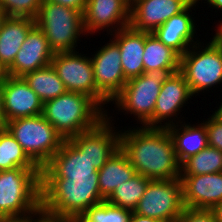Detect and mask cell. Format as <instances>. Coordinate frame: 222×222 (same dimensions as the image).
<instances>
[{"label": "cell", "instance_id": "obj_26", "mask_svg": "<svg viewBox=\"0 0 222 222\" xmlns=\"http://www.w3.org/2000/svg\"><path fill=\"white\" fill-rule=\"evenodd\" d=\"M23 78L43 103L57 98L67 91L51 64L26 73Z\"/></svg>", "mask_w": 222, "mask_h": 222}, {"label": "cell", "instance_id": "obj_19", "mask_svg": "<svg viewBox=\"0 0 222 222\" xmlns=\"http://www.w3.org/2000/svg\"><path fill=\"white\" fill-rule=\"evenodd\" d=\"M198 0H193L182 12L173 15L163 25L155 29L152 33L165 46L170 47L180 57L185 54L196 42L193 40L196 33L194 18L189 11L198 4ZM193 43V44H192Z\"/></svg>", "mask_w": 222, "mask_h": 222}, {"label": "cell", "instance_id": "obj_18", "mask_svg": "<svg viewBox=\"0 0 222 222\" xmlns=\"http://www.w3.org/2000/svg\"><path fill=\"white\" fill-rule=\"evenodd\" d=\"M192 96L193 94L184 76L179 71L171 74L162 84L161 91L157 97L153 113V127L167 128L174 125L173 120L179 115L177 112L185 106L184 104H187L186 101ZM172 117L174 118L172 119ZM164 120L169 121L161 125V122H165Z\"/></svg>", "mask_w": 222, "mask_h": 222}, {"label": "cell", "instance_id": "obj_6", "mask_svg": "<svg viewBox=\"0 0 222 222\" xmlns=\"http://www.w3.org/2000/svg\"><path fill=\"white\" fill-rule=\"evenodd\" d=\"M179 70H150L127 80L113 98L118 110L136 116L142 126L153 127V113L162 84Z\"/></svg>", "mask_w": 222, "mask_h": 222}, {"label": "cell", "instance_id": "obj_20", "mask_svg": "<svg viewBox=\"0 0 222 222\" xmlns=\"http://www.w3.org/2000/svg\"><path fill=\"white\" fill-rule=\"evenodd\" d=\"M110 35L115 37L112 39L119 47L125 78L129 80L142 75L145 32L136 31L128 26Z\"/></svg>", "mask_w": 222, "mask_h": 222}, {"label": "cell", "instance_id": "obj_10", "mask_svg": "<svg viewBox=\"0 0 222 222\" xmlns=\"http://www.w3.org/2000/svg\"><path fill=\"white\" fill-rule=\"evenodd\" d=\"M50 64L67 91L89 96L105 111L104 105L109 101L96 88L90 56H83L77 51L58 52L54 54Z\"/></svg>", "mask_w": 222, "mask_h": 222}, {"label": "cell", "instance_id": "obj_23", "mask_svg": "<svg viewBox=\"0 0 222 222\" xmlns=\"http://www.w3.org/2000/svg\"><path fill=\"white\" fill-rule=\"evenodd\" d=\"M35 20L28 17H7L0 31V63L7 69L24 43Z\"/></svg>", "mask_w": 222, "mask_h": 222}, {"label": "cell", "instance_id": "obj_13", "mask_svg": "<svg viewBox=\"0 0 222 222\" xmlns=\"http://www.w3.org/2000/svg\"><path fill=\"white\" fill-rule=\"evenodd\" d=\"M130 7L131 5L126 0H87L83 13L85 33L92 34L96 33L95 31L109 29L108 32L111 34L128 27ZM110 26L112 30L116 29L112 31L108 28Z\"/></svg>", "mask_w": 222, "mask_h": 222}, {"label": "cell", "instance_id": "obj_16", "mask_svg": "<svg viewBox=\"0 0 222 222\" xmlns=\"http://www.w3.org/2000/svg\"><path fill=\"white\" fill-rule=\"evenodd\" d=\"M6 122L43 114L44 103L23 77L8 75L1 85Z\"/></svg>", "mask_w": 222, "mask_h": 222}, {"label": "cell", "instance_id": "obj_36", "mask_svg": "<svg viewBox=\"0 0 222 222\" xmlns=\"http://www.w3.org/2000/svg\"><path fill=\"white\" fill-rule=\"evenodd\" d=\"M3 93L0 86V129L5 128L6 118L4 113Z\"/></svg>", "mask_w": 222, "mask_h": 222}, {"label": "cell", "instance_id": "obj_14", "mask_svg": "<svg viewBox=\"0 0 222 222\" xmlns=\"http://www.w3.org/2000/svg\"><path fill=\"white\" fill-rule=\"evenodd\" d=\"M193 0H134L130 7L129 26L152 33L173 15L182 12Z\"/></svg>", "mask_w": 222, "mask_h": 222}, {"label": "cell", "instance_id": "obj_1", "mask_svg": "<svg viewBox=\"0 0 222 222\" xmlns=\"http://www.w3.org/2000/svg\"><path fill=\"white\" fill-rule=\"evenodd\" d=\"M120 133V148L138 174L151 180L180 178V164L166 127L140 126Z\"/></svg>", "mask_w": 222, "mask_h": 222}, {"label": "cell", "instance_id": "obj_34", "mask_svg": "<svg viewBox=\"0 0 222 222\" xmlns=\"http://www.w3.org/2000/svg\"><path fill=\"white\" fill-rule=\"evenodd\" d=\"M44 1H49L55 4H60L62 6L75 9L82 13H84L86 2H87V0H44Z\"/></svg>", "mask_w": 222, "mask_h": 222}, {"label": "cell", "instance_id": "obj_25", "mask_svg": "<svg viewBox=\"0 0 222 222\" xmlns=\"http://www.w3.org/2000/svg\"><path fill=\"white\" fill-rule=\"evenodd\" d=\"M180 56L153 33L145 32L144 73L150 70H179Z\"/></svg>", "mask_w": 222, "mask_h": 222}, {"label": "cell", "instance_id": "obj_24", "mask_svg": "<svg viewBox=\"0 0 222 222\" xmlns=\"http://www.w3.org/2000/svg\"><path fill=\"white\" fill-rule=\"evenodd\" d=\"M137 172L121 148L98 170V184L101 197L106 201L117 186L130 180Z\"/></svg>", "mask_w": 222, "mask_h": 222}, {"label": "cell", "instance_id": "obj_8", "mask_svg": "<svg viewBox=\"0 0 222 222\" xmlns=\"http://www.w3.org/2000/svg\"><path fill=\"white\" fill-rule=\"evenodd\" d=\"M205 45L195 43L180 57L179 72L194 96L222 82V46L213 38Z\"/></svg>", "mask_w": 222, "mask_h": 222}, {"label": "cell", "instance_id": "obj_5", "mask_svg": "<svg viewBox=\"0 0 222 222\" xmlns=\"http://www.w3.org/2000/svg\"><path fill=\"white\" fill-rule=\"evenodd\" d=\"M5 128L40 169L50 162L65 141L43 114L15 118L7 121Z\"/></svg>", "mask_w": 222, "mask_h": 222}, {"label": "cell", "instance_id": "obj_9", "mask_svg": "<svg viewBox=\"0 0 222 222\" xmlns=\"http://www.w3.org/2000/svg\"><path fill=\"white\" fill-rule=\"evenodd\" d=\"M184 209L180 178L151 180L134 213L162 222H176Z\"/></svg>", "mask_w": 222, "mask_h": 222}, {"label": "cell", "instance_id": "obj_46", "mask_svg": "<svg viewBox=\"0 0 222 222\" xmlns=\"http://www.w3.org/2000/svg\"><path fill=\"white\" fill-rule=\"evenodd\" d=\"M31 222H38V217L34 220H32Z\"/></svg>", "mask_w": 222, "mask_h": 222}, {"label": "cell", "instance_id": "obj_45", "mask_svg": "<svg viewBox=\"0 0 222 222\" xmlns=\"http://www.w3.org/2000/svg\"><path fill=\"white\" fill-rule=\"evenodd\" d=\"M130 5L134 2V0H126Z\"/></svg>", "mask_w": 222, "mask_h": 222}, {"label": "cell", "instance_id": "obj_37", "mask_svg": "<svg viewBox=\"0 0 222 222\" xmlns=\"http://www.w3.org/2000/svg\"><path fill=\"white\" fill-rule=\"evenodd\" d=\"M35 218L0 217V222H31Z\"/></svg>", "mask_w": 222, "mask_h": 222}, {"label": "cell", "instance_id": "obj_33", "mask_svg": "<svg viewBox=\"0 0 222 222\" xmlns=\"http://www.w3.org/2000/svg\"><path fill=\"white\" fill-rule=\"evenodd\" d=\"M176 222H217L212 210L184 207Z\"/></svg>", "mask_w": 222, "mask_h": 222}, {"label": "cell", "instance_id": "obj_4", "mask_svg": "<svg viewBox=\"0 0 222 222\" xmlns=\"http://www.w3.org/2000/svg\"><path fill=\"white\" fill-rule=\"evenodd\" d=\"M41 169L0 171V217L41 216Z\"/></svg>", "mask_w": 222, "mask_h": 222}, {"label": "cell", "instance_id": "obj_42", "mask_svg": "<svg viewBox=\"0 0 222 222\" xmlns=\"http://www.w3.org/2000/svg\"><path fill=\"white\" fill-rule=\"evenodd\" d=\"M8 15L0 8V31Z\"/></svg>", "mask_w": 222, "mask_h": 222}, {"label": "cell", "instance_id": "obj_27", "mask_svg": "<svg viewBox=\"0 0 222 222\" xmlns=\"http://www.w3.org/2000/svg\"><path fill=\"white\" fill-rule=\"evenodd\" d=\"M150 181L151 179L136 173L133 178L117 186L106 202L118 208L134 211Z\"/></svg>", "mask_w": 222, "mask_h": 222}, {"label": "cell", "instance_id": "obj_39", "mask_svg": "<svg viewBox=\"0 0 222 222\" xmlns=\"http://www.w3.org/2000/svg\"><path fill=\"white\" fill-rule=\"evenodd\" d=\"M219 26L217 27L216 33L213 36V39L220 45L222 46V22L220 21V24H218Z\"/></svg>", "mask_w": 222, "mask_h": 222}, {"label": "cell", "instance_id": "obj_2", "mask_svg": "<svg viewBox=\"0 0 222 222\" xmlns=\"http://www.w3.org/2000/svg\"><path fill=\"white\" fill-rule=\"evenodd\" d=\"M41 216L53 222H74L101 197L98 170L92 175H41Z\"/></svg>", "mask_w": 222, "mask_h": 222}, {"label": "cell", "instance_id": "obj_17", "mask_svg": "<svg viewBox=\"0 0 222 222\" xmlns=\"http://www.w3.org/2000/svg\"><path fill=\"white\" fill-rule=\"evenodd\" d=\"M186 208L211 210L222 201V172L180 176Z\"/></svg>", "mask_w": 222, "mask_h": 222}, {"label": "cell", "instance_id": "obj_28", "mask_svg": "<svg viewBox=\"0 0 222 222\" xmlns=\"http://www.w3.org/2000/svg\"><path fill=\"white\" fill-rule=\"evenodd\" d=\"M39 168L6 128L0 129V171L14 168Z\"/></svg>", "mask_w": 222, "mask_h": 222}, {"label": "cell", "instance_id": "obj_11", "mask_svg": "<svg viewBox=\"0 0 222 222\" xmlns=\"http://www.w3.org/2000/svg\"><path fill=\"white\" fill-rule=\"evenodd\" d=\"M110 116L101 120L94 128L84 131L69 140L100 170L107 160L120 149L121 131L111 125ZM116 131V132H115Z\"/></svg>", "mask_w": 222, "mask_h": 222}, {"label": "cell", "instance_id": "obj_41", "mask_svg": "<svg viewBox=\"0 0 222 222\" xmlns=\"http://www.w3.org/2000/svg\"><path fill=\"white\" fill-rule=\"evenodd\" d=\"M200 1V0H199ZM210 6L215 7V9H222V0H205Z\"/></svg>", "mask_w": 222, "mask_h": 222}, {"label": "cell", "instance_id": "obj_30", "mask_svg": "<svg viewBox=\"0 0 222 222\" xmlns=\"http://www.w3.org/2000/svg\"><path fill=\"white\" fill-rule=\"evenodd\" d=\"M132 211L118 208L106 201L89 208L74 222H128Z\"/></svg>", "mask_w": 222, "mask_h": 222}, {"label": "cell", "instance_id": "obj_15", "mask_svg": "<svg viewBox=\"0 0 222 222\" xmlns=\"http://www.w3.org/2000/svg\"><path fill=\"white\" fill-rule=\"evenodd\" d=\"M54 51L43 31L36 25L28 32L13 63L6 69L7 75L23 77L26 73L50 65Z\"/></svg>", "mask_w": 222, "mask_h": 222}, {"label": "cell", "instance_id": "obj_7", "mask_svg": "<svg viewBox=\"0 0 222 222\" xmlns=\"http://www.w3.org/2000/svg\"><path fill=\"white\" fill-rule=\"evenodd\" d=\"M34 20L54 53L75 52L78 38L81 34H87L84 31L82 12L49 1H42Z\"/></svg>", "mask_w": 222, "mask_h": 222}, {"label": "cell", "instance_id": "obj_29", "mask_svg": "<svg viewBox=\"0 0 222 222\" xmlns=\"http://www.w3.org/2000/svg\"><path fill=\"white\" fill-rule=\"evenodd\" d=\"M222 172V151L207 146L180 165V176Z\"/></svg>", "mask_w": 222, "mask_h": 222}, {"label": "cell", "instance_id": "obj_22", "mask_svg": "<svg viewBox=\"0 0 222 222\" xmlns=\"http://www.w3.org/2000/svg\"><path fill=\"white\" fill-rule=\"evenodd\" d=\"M174 122L176 124L167 127V130L173 140L177 161L181 165L186 159L208 146L207 131L204 123L191 126L190 123L182 124L183 122L176 120Z\"/></svg>", "mask_w": 222, "mask_h": 222}, {"label": "cell", "instance_id": "obj_40", "mask_svg": "<svg viewBox=\"0 0 222 222\" xmlns=\"http://www.w3.org/2000/svg\"><path fill=\"white\" fill-rule=\"evenodd\" d=\"M7 71L6 69L3 67V65L0 63V86L3 84V82L5 81L6 77H7Z\"/></svg>", "mask_w": 222, "mask_h": 222}, {"label": "cell", "instance_id": "obj_31", "mask_svg": "<svg viewBox=\"0 0 222 222\" xmlns=\"http://www.w3.org/2000/svg\"><path fill=\"white\" fill-rule=\"evenodd\" d=\"M43 0H0V8L8 17L35 19Z\"/></svg>", "mask_w": 222, "mask_h": 222}, {"label": "cell", "instance_id": "obj_35", "mask_svg": "<svg viewBox=\"0 0 222 222\" xmlns=\"http://www.w3.org/2000/svg\"><path fill=\"white\" fill-rule=\"evenodd\" d=\"M128 222H162V221L150 217L141 216L132 211Z\"/></svg>", "mask_w": 222, "mask_h": 222}, {"label": "cell", "instance_id": "obj_21", "mask_svg": "<svg viewBox=\"0 0 222 222\" xmlns=\"http://www.w3.org/2000/svg\"><path fill=\"white\" fill-rule=\"evenodd\" d=\"M97 169L69 139L41 169V175H92Z\"/></svg>", "mask_w": 222, "mask_h": 222}, {"label": "cell", "instance_id": "obj_44", "mask_svg": "<svg viewBox=\"0 0 222 222\" xmlns=\"http://www.w3.org/2000/svg\"><path fill=\"white\" fill-rule=\"evenodd\" d=\"M38 222H53V221H50L48 218L46 217H43V216H39L38 217Z\"/></svg>", "mask_w": 222, "mask_h": 222}, {"label": "cell", "instance_id": "obj_38", "mask_svg": "<svg viewBox=\"0 0 222 222\" xmlns=\"http://www.w3.org/2000/svg\"><path fill=\"white\" fill-rule=\"evenodd\" d=\"M215 215L217 222H222V201L211 209Z\"/></svg>", "mask_w": 222, "mask_h": 222}, {"label": "cell", "instance_id": "obj_12", "mask_svg": "<svg viewBox=\"0 0 222 222\" xmlns=\"http://www.w3.org/2000/svg\"><path fill=\"white\" fill-rule=\"evenodd\" d=\"M91 57L97 90L109 101L123 89L127 82L122 69L118 45L110 39Z\"/></svg>", "mask_w": 222, "mask_h": 222}, {"label": "cell", "instance_id": "obj_32", "mask_svg": "<svg viewBox=\"0 0 222 222\" xmlns=\"http://www.w3.org/2000/svg\"><path fill=\"white\" fill-rule=\"evenodd\" d=\"M203 123L206 126L208 146L222 151V119L213 113Z\"/></svg>", "mask_w": 222, "mask_h": 222}, {"label": "cell", "instance_id": "obj_43", "mask_svg": "<svg viewBox=\"0 0 222 222\" xmlns=\"http://www.w3.org/2000/svg\"><path fill=\"white\" fill-rule=\"evenodd\" d=\"M214 114L217 115L219 118L222 119V103H221V105L219 106V108L217 109V111L215 110Z\"/></svg>", "mask_w": 222, "mask_h": 222}, {"label": "cell", "instance_id": "obj_3", "mask_svg": "<svg viewBox=\"0 0 222 222\" xmlns=\"http://www.w3.org/2000/svg\"><path fill=\"white\" fill-rule=\"evenodd\" d=\"M105 112L89 96L71 91L43 105V116L64 140L94 128L106 117Z\"/></svg>", "mask_w": 222, "mask_h": 222}]
</instances>
